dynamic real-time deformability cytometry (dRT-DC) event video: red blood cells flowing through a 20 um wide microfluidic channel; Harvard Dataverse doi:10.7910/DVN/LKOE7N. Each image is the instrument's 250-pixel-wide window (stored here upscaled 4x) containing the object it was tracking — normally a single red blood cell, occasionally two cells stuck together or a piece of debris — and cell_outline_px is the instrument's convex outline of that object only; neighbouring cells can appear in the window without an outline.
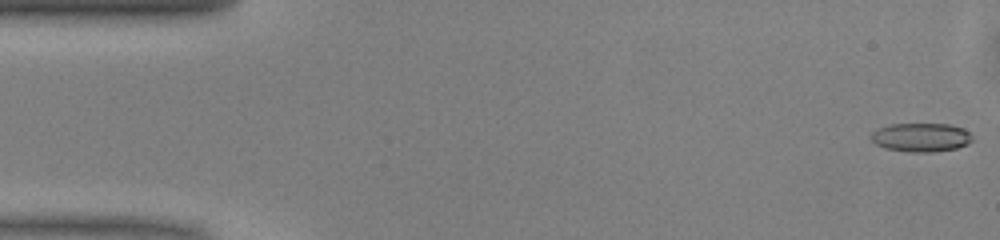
{"species": "common noctule bat (a hibernating species)", "species_latin": "Nyctalus noctula", "temperature_condition": "warm", "stored_images_in_passage": 50, "camera_frame_rate_fps": 3000, "um_per_image_px": 0.085, "animal": {"sex": "male", "body_mass_g": 13.0, "forearm_length_mm": 53.1}, "frame": {"image": 1, "passage_image": 1, "time_ms": 0.0, "image_size_px": [1000, 240], "cell_outline_px": [[972, 140], [968, 144], [956, 148], [932, 152], [908, 152], [884, 148], [876, 144], [868, 136], [876, 128], [888, 124], [948, 124], [964, 128], [972, 136]], "centroid_in_image_um": [78.24, 11.67], "position_along_channel_um": 6.8, "area_um2": 17.17}}
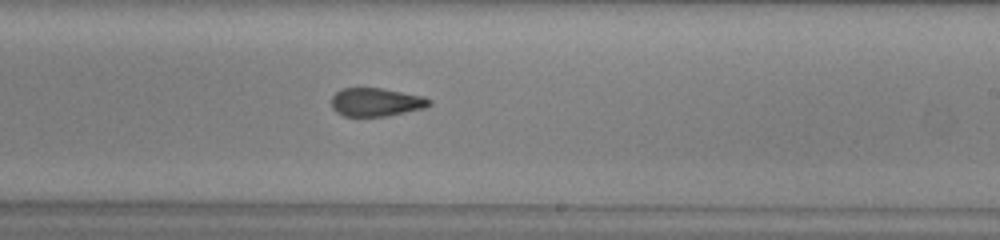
{"frame": {"image": 2, "passage_image": 29, "time_ms": 9.333, "image_size_px": [1000, 240], "cell_outline_px": [[432, 104], [424, 108], [384, 116], [344, 116], [336, 112], [332, 108], [332, 96], [340, 88], [380, 88], [424, 96], [432, 100]], "centroid_in_image_um": [31.96, 8.67], "position_along_channel_um": 257.0, "area_um2": 16.13}}
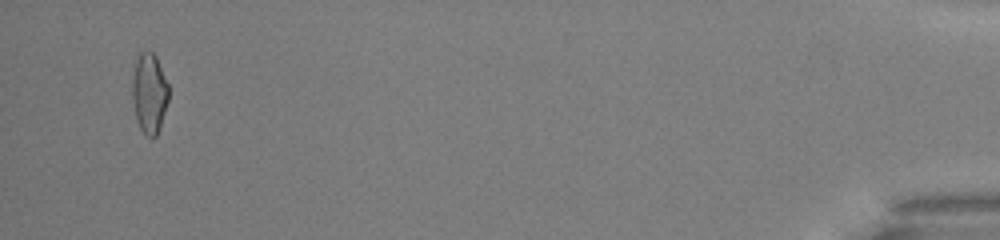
{"frame": {"image": 3, "passage_image": 48, "time_ms": 15.667, "image_size_px": [1000, 240], "cell_outline_px": [[168, 100], [160, 128], [156, 136], [152, 140], [140, 128], [136, 120], [132, 100], [132, 56], [144, 48], [148, 48], [156, 56], [168, 84]], "centroid_in_image_um": [12.64, 7.81], "position_along_channel_um": 422.6, "area_um2": 17.8}, "authors_computed_cell_mechanics": {"area_um2": 16.9932, "velocity_mm_per_s": 4.0882, "shape_relaxation_time_tau1_ms": 10.5735, "shape_relaxation_time_tau2_ms": 2.2284, "deformation_change_tau1": 0.2248, "deformation_change_tau2": 0.095}}